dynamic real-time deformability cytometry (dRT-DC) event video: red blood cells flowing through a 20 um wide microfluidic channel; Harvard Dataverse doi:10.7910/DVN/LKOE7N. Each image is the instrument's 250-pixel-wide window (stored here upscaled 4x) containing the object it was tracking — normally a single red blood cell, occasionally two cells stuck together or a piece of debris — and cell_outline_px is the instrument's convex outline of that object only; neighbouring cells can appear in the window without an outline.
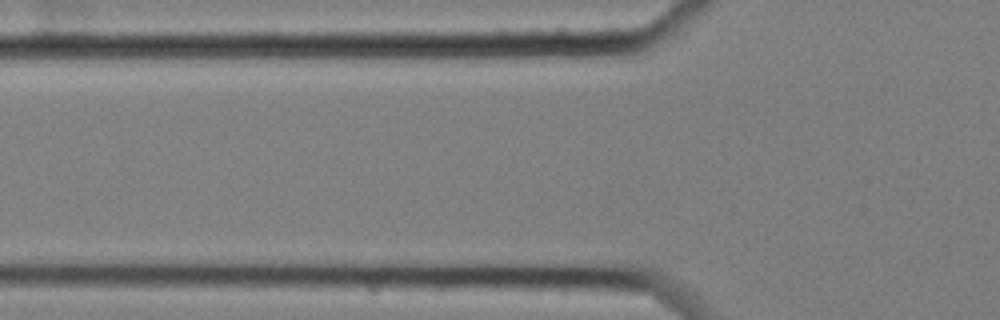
{"species": "common noctule bat (a hibernating species)", "species_latin": "Nyctalus noctula", "temperature_condition": "cold", "stored_images_in_passage": 5, "camera_frame_rate_fps": 3000, "um_per_image_px": 0.085, "animal": {"sex": "female", "body_mass_g": 25.1}, "frame": {"image": 1, "passage_image": 4, "time_ms": 1.0, "image_size_px": [1000, 320], "cell_outline_px": [[428, 280], [424, 284], [412, 288], [376, 292], [256, 288], [244, 284], [244, 280], [252, 276]], "centroid_in_image_um": [28.21, 24.12], "position_along_channel_um": 97.6, "area_um2": 15.03}}